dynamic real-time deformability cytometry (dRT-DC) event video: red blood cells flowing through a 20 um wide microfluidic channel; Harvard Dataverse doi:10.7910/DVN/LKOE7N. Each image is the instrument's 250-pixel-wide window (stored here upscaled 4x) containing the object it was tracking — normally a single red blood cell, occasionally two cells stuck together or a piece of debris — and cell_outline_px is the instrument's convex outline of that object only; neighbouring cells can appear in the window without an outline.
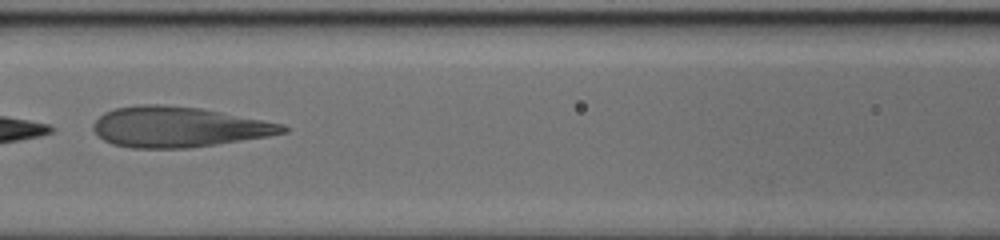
{"species": "human", "species_latin": "Homo sapiens", "temperature_condition": "cold", "stored_images_in_passage": 38, "camera_frame_rate_fps": 3000, "um_per_image_px": 0.085, "donor": {"sex": "female"}, "frame": {"image": 1, "passage_image": 24, "time_ms": 7.667, "image_size_px": [1000, 240], "cell_outline_px": [[288, 132], [268, 136], [188, 148], [132, 148], [112, 144], [104, 140], [92, 128], [92, 124], [104, 112], [116, 108], [136, 104], [164, 104], [200, 108], [284, 124], [288, 128]], "centroid_in_image_um": [15.14, 10.78], "position_along_channel_um": 151.5, "area_um2": 44.51}}
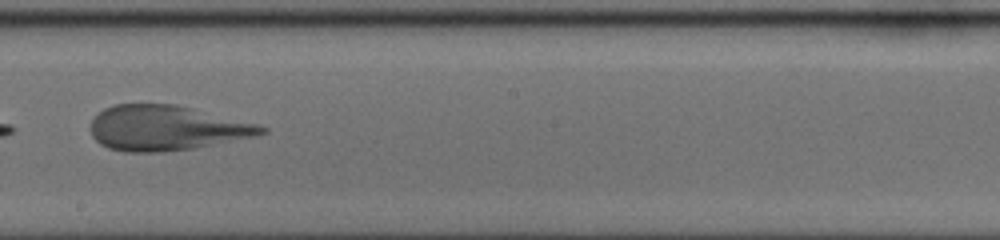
{"frame": {"image": 2, "passage_image": 31, "time_ms": 10.0, "image_size_px": [1000, 240], "cell_outline_px": [[268, 132], [256, 136], [192, 148], [164, 152], [124, 152], [108, 148], [100, 144], [92, 136], [88, 128], [92, 120], [104, 108], [112, 104], [176, 104], [260, 124], [268, 128]], "centroid_in_image_um": [14.12, 10.88], "position_along_channel_um": 234.1, "area_um2": 45.08}}
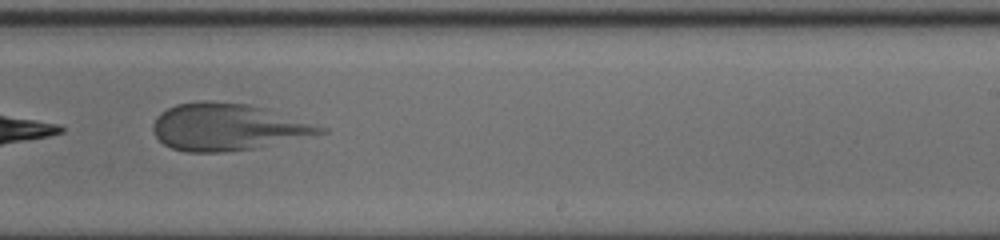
{"frame": {"image": 3, "passage_image": 34, "time_ms": 11.0, "image_size_px": [1000, 240], "cell_outline_px": [[328, 132], [252, 148], [224, 152], [184, 152], [172, 148], [164, 144], [156, 136], [152, 128], [152, 124], [156, 116], [160, 112], [176, 104], [196, 100], [208, 100], [248, 104], [264, 108], [328, 128]], "centroid_in_image_um": [19.28, 10.78], "position_along_channel_um": 269.7, "area_um2": 45.55}}